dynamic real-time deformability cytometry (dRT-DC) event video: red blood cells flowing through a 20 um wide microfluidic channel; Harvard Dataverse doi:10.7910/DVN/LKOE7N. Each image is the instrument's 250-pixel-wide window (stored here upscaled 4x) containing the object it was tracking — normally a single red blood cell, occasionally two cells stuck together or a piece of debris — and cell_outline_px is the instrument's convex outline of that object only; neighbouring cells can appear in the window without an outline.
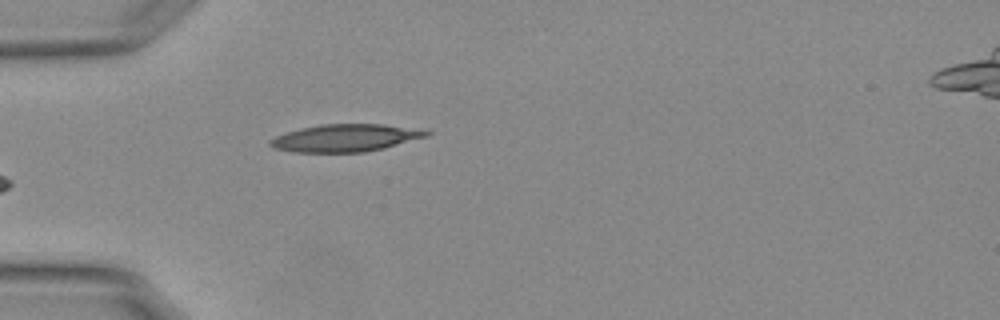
{"species": "Egyptian fruit bat (a non-hibernating species)", "species_latin": "Rousettus aegyptiacus", "temperature_condition": "warm", "stored_images_in_passage": 37, "camera_frame_rate_fps": 3000, "um_per_image_px": 0.085, "animal": {"sex": "female"}, "frame": {"image": 1, "passage_image": 1, "time_ms": 0.0, "image_size_px": [1000, 320], "cell_outline_px": [[432, 132], [428, 136], [384, 148], [364, 152], [292, 152], [272, 148], [268, 144], [268, 140], [276, 136], [300, 128], [320, 124], [384, 124]], "centroid_in_image_um": [29.29, 11.73], "position_along_channel_um": 55.7, "area_um2": 24.85}}
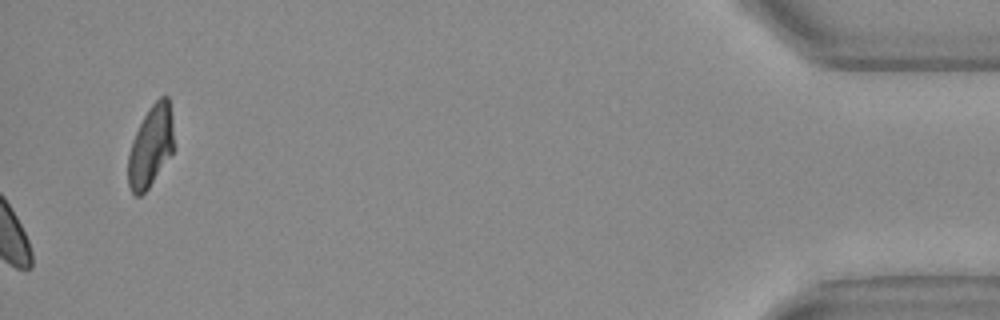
{"frame": {"image": 2, "passage_image": 37, "time_ms": 12.0, "image_size_px": [1000, 320], "cell_outline_px": [[176, 148], [148, 188], [140, 196], [136, 196], [132, 192], [128, 184], [128, 156], [132, 140], [144, 116], [152, 104], [160, 96], [168, 96], [172, 120]], "centroid_in_image_um": [12.84, 12.43], "position_along_channel_um": 422.4, "area_um2": 21.73}, "authors_computed_cell_mechanics": {"area_um2": 20.1144, "velocity_mm_per_s": 3.7295, "shape_relaxation_time_tau1_ms": null, "shape_relaxation_time_tau2_ms": 10.8046, "deformation_change_tau1": null, "deformation_change_tau2": 0.0979}}